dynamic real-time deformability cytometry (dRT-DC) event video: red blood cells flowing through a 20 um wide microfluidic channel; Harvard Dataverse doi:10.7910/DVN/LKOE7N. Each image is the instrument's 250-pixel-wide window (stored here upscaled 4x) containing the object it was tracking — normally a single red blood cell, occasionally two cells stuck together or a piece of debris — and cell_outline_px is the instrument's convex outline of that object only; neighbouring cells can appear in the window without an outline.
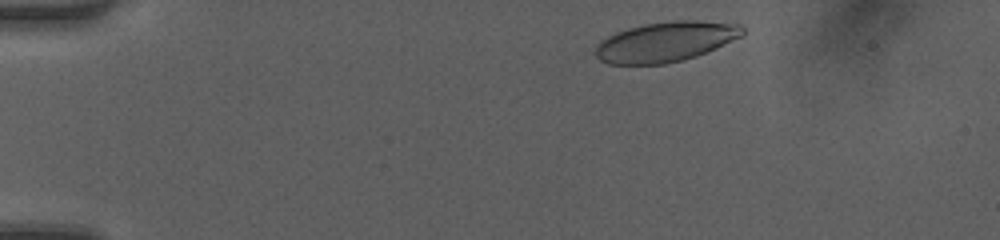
{"species": "human", "species_latin": "Homo sapiens", "temperature_condition": "room temperature", "stored_images_in_passage": 23, "camera_frame_rate_fps": 3000, "um_per_image_px": 0.085, "donor": {"sex": "female"}, "frame": {"image": 1, "passage_image": 2, "time_ms": 0.333, "image_size_px": [1000, 240], "cell_outline_px": [[744, 36], [716, 48], [696, 56], [684, 60], [664, 64], [608, 64], [600, 60], [596, 56], [596, 44], [608, 36], [616, 32], [628, 28], [644, 24], [672, 20], [696, 20], [740, 24], [744, 28]], "centroid_in_image_um": [56.61, 3.54], "position_along_channel_um": 28.4, "area_um2": 34.45}}
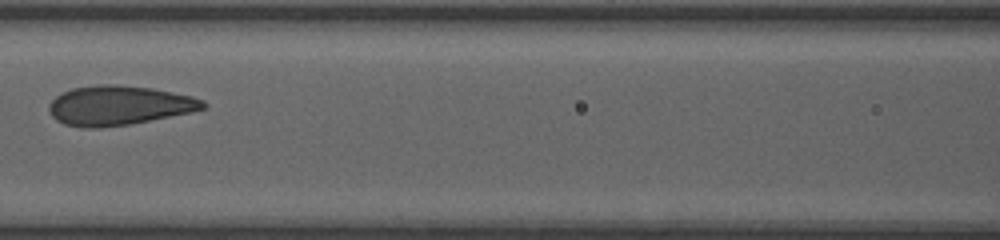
{"frame": {"image": 2, "passage_image": 13, "time_ms": 4.0, "image_size_px": [1000, 240], "cell_outline_px": [[208, 108], [128, 124], [100, 128], [84, 128], [64, 124], [56, 120], [48, 112], [48, 104], [56, 96], [72, 88], [100, 84], [116, 84], [152, 88], [192, 96], [204, 100], [208, 104]], "centroid_in_image_um": [10.08, 8.96], "position_along_channel_um": 156.5, "area_um2": 35.37}}
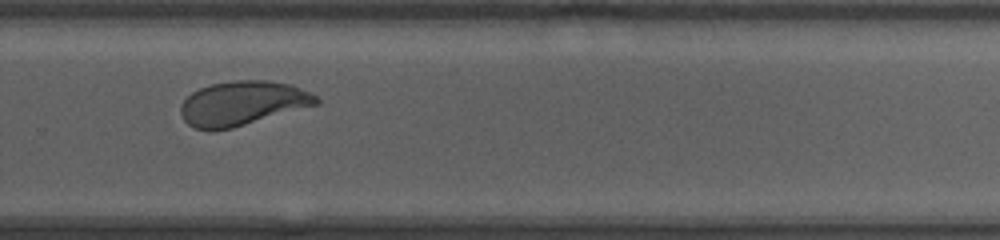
{"frame": {"image": 3, "passage_image": 21, "time_ms": 6.667, "image_size_px": [1000, 240], "cell_outline_px": [[320, 104], [232, 128], [208, 132], [192, 128], [184, 120], [180, 112], [180, 104], [192, 92], [200, 88], [212, 84], [236, 80], [268, 80], [288, 84], [300, 88], [316, 96], [320, 100]], "centroid_in_image_um": [20.58, 8.8], "position_along_channel_um": 309.2, "area_um2": 35.2}}